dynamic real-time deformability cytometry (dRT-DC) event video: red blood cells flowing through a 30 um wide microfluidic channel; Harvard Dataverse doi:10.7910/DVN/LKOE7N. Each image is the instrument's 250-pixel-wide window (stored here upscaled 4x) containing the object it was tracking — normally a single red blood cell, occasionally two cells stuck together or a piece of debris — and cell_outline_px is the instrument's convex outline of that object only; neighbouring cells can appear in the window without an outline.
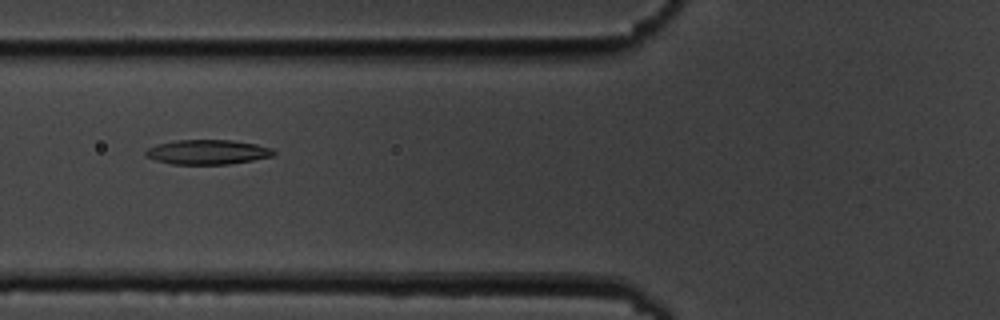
{"species": "common noctule bat (a hibernating species)", "species_latin": "Nyctalus noctula", "temperature_condition": "cold", "stored_images_in_passage": 9, "camera_frame_rate_fps": 3000, "um_per_image_px": 0.085, "animal": {"sex": "male", "body_mass_g": 19.5, "forearm_length_mm": 54.6}, "frame": {"image": 1, "passage_image": 4, "time_ms": 3.333, "image_size_px": [1000, 320], "cell_outline_px": [[276, 152], [272, 156], [252, 160], [228, 164], [172, 164], [156, 160], [144, 156], [144, 152], [148, 148], [156, 144], [176, 140], [232, 140], [256, 144], [272, 148]], "centroid_in_image_um": [17.61, 12.92], "position_along_channel_um": 108.2, "area_um2": 18.38}}
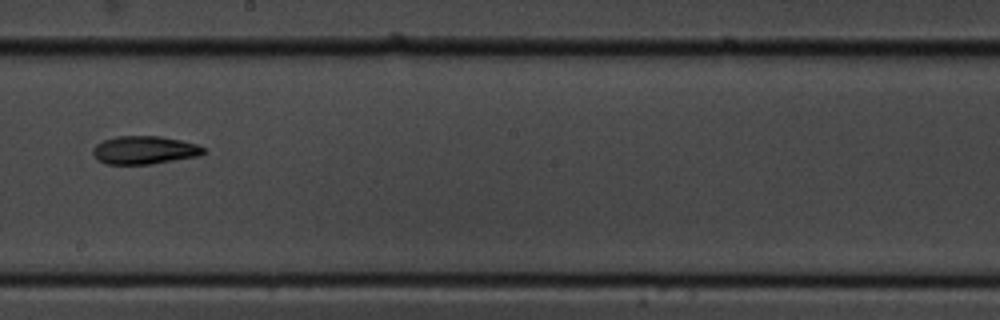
{"frame": {"image": 2, "passage_image": 7, "time_ms": 7.0, "image_size_px": [1000, 320], "cell_outline_px": [[204, 152], [200, 156], [152, 164], [108, 164], [100, 160], [92, 152], [92, 148], [96, 144], [104, 140], [116, 136], [160, 136], [180, 140], [196, 144], [204, 148]], "centroid_in_image_um": [12.29, 12.75], "position_along_channel_um": 235.9, "area_um2": 18.03}}
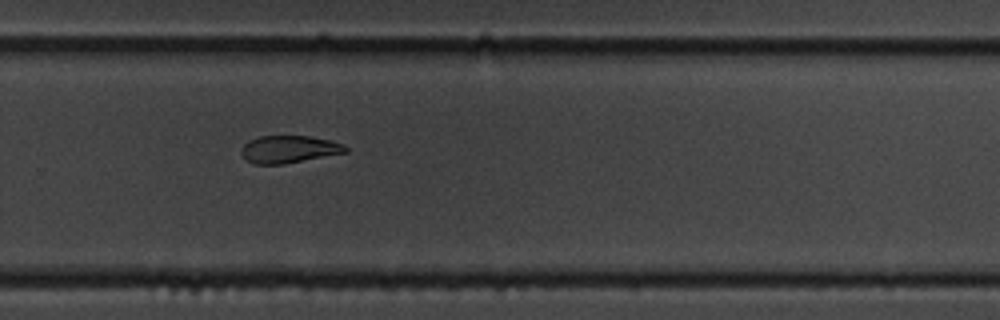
{"frame": {"image": 3, "passage_image": 9, "time_ms": 9.0, "image_size_px": [1000, 320], "cell_outline_px": [[348, 152], [284, 164], [256, 164], [248, 160], [240, 152], [240, 148], [248, 140], [260, 136], [308, 136], [332, 140], [344, 144], [348, 148]], "centroid_in_image_um": [24.58, 12.68], "position_along_channel_um": 305.2, "area_um2": 16.7}}